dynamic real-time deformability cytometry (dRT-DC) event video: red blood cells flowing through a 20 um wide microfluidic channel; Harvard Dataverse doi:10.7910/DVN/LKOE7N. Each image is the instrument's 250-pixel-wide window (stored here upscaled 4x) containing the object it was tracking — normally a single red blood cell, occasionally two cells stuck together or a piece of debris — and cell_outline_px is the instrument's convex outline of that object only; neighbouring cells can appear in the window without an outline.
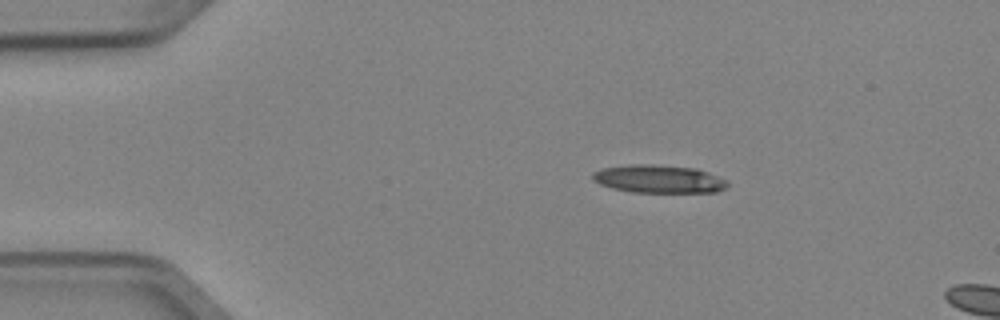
{"species": "Egyptian fruit bat (a non-hibernating species)", "species_latin": "Rousettus aegyptiacus", "temperature_condition": "cold", "stored_images_in_passage": 3, "camera_frame_rate_fps": 3000, "um_per_image_px": 0.085, "animal": {"sex": "female"}, "frame": {"image": 1, "passage_image": 2, "time_ms": 0.333, "image_size_px": [1000, 320], "cell_outline_px": [[728, 184], [724, 188], [716, 192], [632, 192], [612, 188], [600, 184], [592, 180], [592, 172], [600, 168], [628, 164], [652, 164], [696, 168], [708, 172], [728, 180]], "centroid_in_image_um": [55.96, 15.2], "position_along_channel_um": 29.0, "area_um2": 22.2}}